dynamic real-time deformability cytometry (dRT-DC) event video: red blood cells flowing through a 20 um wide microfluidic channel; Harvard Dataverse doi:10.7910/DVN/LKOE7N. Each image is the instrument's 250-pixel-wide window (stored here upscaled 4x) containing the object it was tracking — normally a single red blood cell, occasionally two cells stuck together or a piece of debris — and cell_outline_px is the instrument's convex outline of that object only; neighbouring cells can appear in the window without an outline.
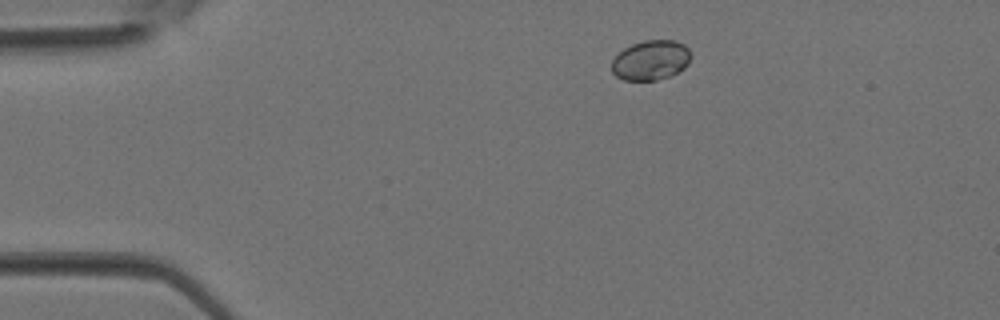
{"species": "Egyptian fruit bat (a non-hibernating species)", "species_latin": "Rousettus aegyptiacus", "temperature_condition": "room temperature", "stored_images_in_passage": 3, "camera_frame_rate_fps": 3000, "um_per_image_px": 0.085, "animal": {"sex": "female"}, "frame": {"image": 1, "passage_image": 1, "time_ms": 0.0, "image_size_px": [1000, 320], "cell_outline_px": [[692, 56], [688, 64], [684, 68], [672, 76], [656, 80], [624, 80], [616, 76], [612, 72], [612, 60], [624, 48], [632, 44], [644, 40], [676, 40], [684, 44], [688, 48]], "centroid_in_image_um": [55.34, 5.11], "position_along_channel_um": 29.7, "area_um2": 18.55}}
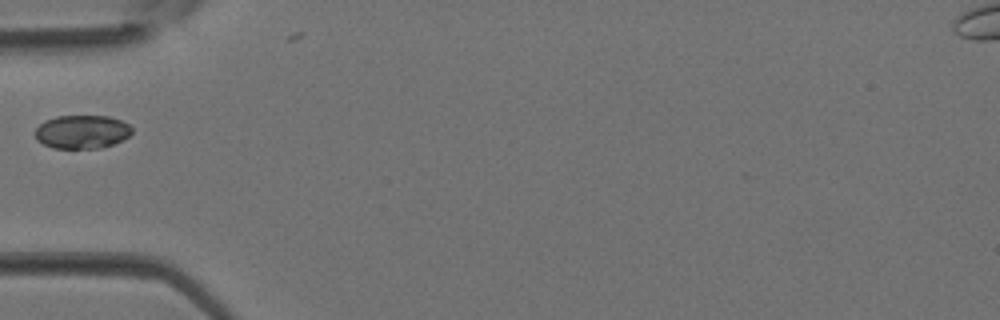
{"frame": {"image": 2, "passage_image": 3, "time_ms": 0.667, "image_size_px": [1000, 320], "cell_outline_px": [[132, 132], [124, 140], [100, 148], [52, 148], [36, 140], [36, 128], [44, 120], [56, 116], [108, 116], [120, 120], [128, 124], [132, 128]], "centroid_in_image_um": [6.96, 11.2], "position_along_channel_um": 78.0, "area_um2": 18.9}}